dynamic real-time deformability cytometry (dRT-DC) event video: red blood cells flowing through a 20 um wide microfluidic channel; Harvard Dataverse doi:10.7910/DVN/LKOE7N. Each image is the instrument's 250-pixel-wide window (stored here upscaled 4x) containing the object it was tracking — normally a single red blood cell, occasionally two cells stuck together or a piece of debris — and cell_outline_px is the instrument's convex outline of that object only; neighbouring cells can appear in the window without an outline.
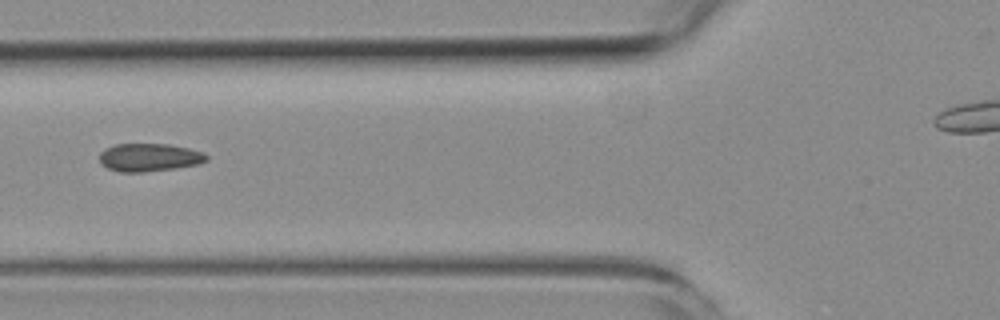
{"species": "common noctule bat (a hibernating species)", "species_latin": "Nyctalus noctula", "temperature_condition": "room temperature", "stored_images_in_passage": 2, "camera_frame_rate_fps": 3000, "um_per_image_px": 0.085, "animal": {"sex": "female", "body_mass_g": 19.3, "forearm_length_mm": 54.1}, "frame": {"image": 1, "passage_image": 2, "time_ms": 1.0, "image_size_px": [1000, 320], "cell_outline_px": [[208, 160], [200, 164], [176, 168], [144, 172], [120, 172], [108, 168], [100, 164], [100, 152], [116, 144], [168, 144], [188, 148], [204, 152], [208, 156]], "centroid_in_image_um": [12.72, 13.38], "position_along_channel_um": 113.1, "area_um2": 17.51}}